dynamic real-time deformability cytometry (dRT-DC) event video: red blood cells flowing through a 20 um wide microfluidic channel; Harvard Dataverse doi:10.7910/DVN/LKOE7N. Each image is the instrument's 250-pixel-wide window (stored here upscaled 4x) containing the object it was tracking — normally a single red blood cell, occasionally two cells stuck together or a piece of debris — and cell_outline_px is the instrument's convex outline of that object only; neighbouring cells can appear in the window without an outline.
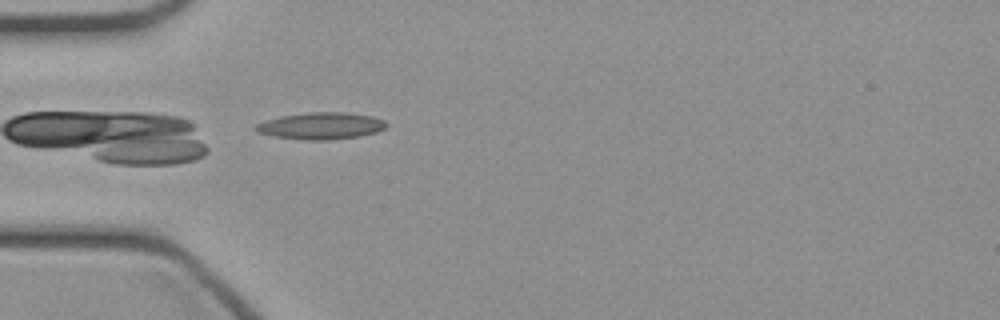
{"species": "common noctule bat (a hibernating species)", "species_latin": "Nyctalus noctula", "temperature_condition": "cold", "stored_images_in_passage": 32, "camera_frame_rate_fps": 3000, "um_per_image_px": 0.085, "animal": {"sex": "female", "body_mass_g": 21.9}, "frame": {"image": 1, "passage_image": 1, "time_ms": 0.0, "image_size_px": [1000, 320], "cell_outline_px": [[388, 124], [384, 128], [376, 132], [360, 136], [328, 140], [308, 140], [276, 136], [256, 132], [252, 128], [256, 124], [264, 120], [280, 116], [308, 112], [344, 112], [372, 116], [384, 120]], "centroid_in_image_um": [27.26, 10.69], "position_along_channel_um": 57.7, "area_um2": 20.46}}
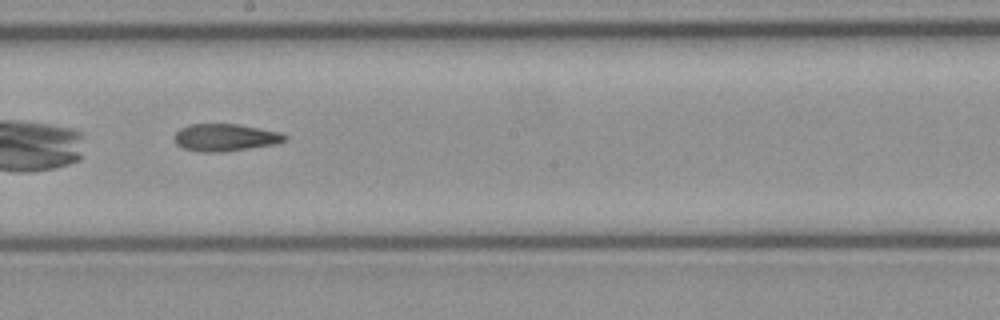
{"frame": {"image": 2, "passage_image": 13, "time_ms": 4.0, "image_size_px": [1000, 320], "cell_outline_px": [[288, 140], [276, 144], [224, 152], [204, 152], [184, 148], [176, 144], [176, 132], [180, 128], [188, 124], [236, 124], [284, 132], [288, 136]], "centroid_in_image_um": [19.22, 11.68], "position_along_channel_um": 229.0, "area_um2": 17.69}}
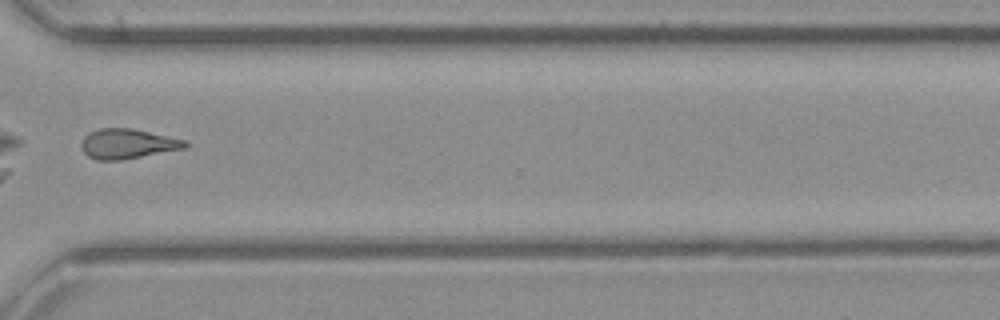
{"frame": {"image": 3, "passage_image": 22, "time_ms": 7.0, "image_size_px": [1000, 320], "cell_outline_px": [[188, 148], [120, 160], [96, 160], [88, 156], [84, 152], [80, 144], [84, 136], [88, 132], [100, 128], [132, 128], [184, 140], [188, 144]], "centroid_in_image_um": [10.82, 12.22], "position_along_channel_um": 359.8, "area_um2": 18.03}}